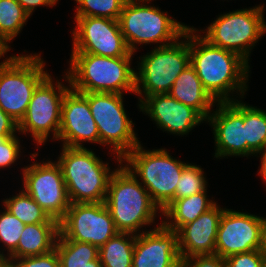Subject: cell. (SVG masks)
<instances>
[{"label": "cell", "instance_id": "6da1fadb", "mask_svg": "<svg viewBox=\"0 0 266 267\" xmlns=\"http://www.w3.org/2000/svg\"><path fill=\"white\" fill-rule=\"evenodd\" d=\"M197 31L190 27V65L205 90L216 102L235 100L232 98L235 90L244 98L248 88L249 62L235 52L211 45L201 33L195 34Z\"/></svg>", "mask_w": 266, "mask_h": 267}, {"label": "cell", "instance_id": "7a4b0ae2", "mask_svg": "<svg viewBox=\"0 0 266 267\" xmlns=\"http://www.w3.org/2000/svg\"><path fill=\"white\" fill-rule=\"evenodd\" d=\"M134 53L123 57H105L91 53H71L67 72L70 87L78 93L134 92L136 73L131 68Z\"/></svg>", "mask_w": 266, "mask_h": 267}, {"label": "cell", "instance_id": "3957f363", "mask_svg": "<svg viewBox=\"0 0 266 267\" xmlns=\"http://www.w3.org/2000/svg\"><path fill=\"white\" fill-rule=\"evenodd\" d=\"M119 165L110 177L105 204L119 232L137 235L140 228L155 223L161 210L125 164Z\"/></svg>", "mask_w": 266, "mask_h": 267}, {"label": "cell", "instance_id": "277c9868", "mask_svg": "<svg viewBox=\"0 0 266 267\" xmlns=\"http://www.w3.org/2000/svg\"><path fill=\"white\" fill-rule=\"evenodd\" d=\"M60 165L71 203L105 202L113 171L87 148L62 147Z\"/></svg>", "mask_w": 266, "mask_h": 267}, {"label": "cell", "instance_id": "5b68a950", "mask_svg": "<svg viewBox=\"0 0 266 267\" xmlns=\"http://www.w3.org/2000/svg\"><path fill=\"white\" fill-rule=\"evenodd\" d=\"M146 2L149 4L150 1L127 0L118 19L121 33L132 53L136 52L137 44L160 43L157 47L172 44L189 28L169 17L167 11L146 5Z\"/></svg>", "mask_w": 266, "mask_h": 267}, {"label": "cell", "instance_id": "8992f818", "mask_svg": "<svg viewBox=\"0 0 266 267\" xmlns=\"http://www.w3.org/2000/svg\"><path fill=\"white\" fill-rule=\"evenodd\" d=\"M124 162L135 177H140V183L161 212L174 200L177 183L188 164L171 157L164 148L147 151L141 144L122 159Z\"/></svg>", "mask_w": 266, "mask_h": 267}, {"label": "cell", "instance_id": "52a82bcc", "mask_svg": "<svg viewBox=\"0 0 266 267\" xmlns=\"http://www.w3.org/2000/svg\"><path fill=\"white\" fill-rule=\"evenodd\" d=\"M140 60L139 71L135 72L139 103L148 96L169 93L177 77L190 64V27L181 40L155 47Z\"/></svg>", "mask_w": 266, "mask_h": 267}, {"label": "cell", "instance_id": "ba28073f", "mask_svg": "<svg viewBox=\"0 0 266 267\" xmlns=\"http://www.w3.org/2000/svg\"><path fill=\"white\" fill-rule=\"evenodd\" d=\"M0 62V108L17 124L38 84L49 74L41 55H17Z\"/></svg>", "mask_w": 266, "mask_h": 267}, {"label": "cell", "instance_id": "9c48e42d", "mask_svg": "<svg viewBox=\"0 0 266 267\" xmlns=\"http://www.w3.org/2000/svg\"><path fill=\"white\" fill-rule=\"evenodd\" d=\"M87 100L91 114L97 125L100 145H111L117 162L140 144L134 132L133 122L128 118L123 94L117 93H81Z\"/></svg>", "mask_w": 266, "mask_h": 267}, {"label": "cell", "instance_id": "30bf717a", "mask_svg": "<svg viewBox=\"0 0 266 267\" xmlns=\"http://www.w3.org/2000/svg\"><path fill=\"white\" fill-rule=\"evenodd\" d=\"M264 6L223 13L211 23L202 37L211 45L239 54L247 62L251 49L266 33ZM206 31V32H205Z\"/></svg>", "mask_w": 266, "mask_h": 267}, {"label": "cell", "instance_id": "8fae6325", "mask_svg": "<svg viewBox=\"0 0 266 267\" xmlns=\"http://www.w3.org/2000/svg\"><path fill=\"white\" fill-rule=\"evenodd\" d=\"M65 75L69 86H64L58 80L54 84L49 74L38 84L24 117L18 123V132L31 133L33 140L39 146L47 141L50 132L53 134V139L58 140L62 101L71 89L67 73Z\"/></svg>", "mask_w": 266, "mask_h": 267}, {"label": "cell", "instance_id": "7c38bea8", "mask_svg": "<svg viewBox=\"0 0 266 267\" xmlns=\"http://www.w3.org/2000/svg\"><path fill=\"white\" fill-rule=\"evenodd\" d=\"M59 232L68 240L98 248L119 233L105 202L71 203L59 221Z\"/></svg>", "mask_w": 266, "mask_h": 267}, {"label": "cell", "instance_id": "4fadbf2b", "mask_svg": "<svg viewBox=\"0 0 266 267\" xmlns=\"http://www.w3.org/2000/svg\"><path fill=\"white\" fill-rule=\"evenodd\" d=\"M22 171L25 191L51 218L60 221L71 204L60 165L36 161Z\"/></svg>", "mask_w": 266, "mask_h": 267}, {"label": "cell", "instance_id": "5bb4252c", "mask_svg": "<svg viewBox=\"0 0 266 267\" xmlns=\"http://www.w3.org/2000/svg\"><path fill=\"white\" fill-rule=\"evenodd\" d=\"M72 53H91L105 57H123L130 51L118 20L101 17H74Z\"/></svg>", "mask_w": 266, "mask_h": 267}, {"label": "cell", "instance_id": "9a60e30c", "mask_svg": "<svg viewBox=\"0 0 266 267\" xmlns=\"http://www.w3.org/2000/svg\"><path fill=\"white\" fill-rule=\"evenodd\" d=\"M262 249L261 217L225 209L219 223L215 255L229 256Z\"/></svg>", "mask_w": 266, "mask_h": 267}, {"label": "cell", "instance_id": "2e32d148", "mask_svg": "<svg viewBox=\"0 0 266 267\" xmlns=\"http://www.w3.org/2000/svg\"><path fill=\"white\" fill-rule=\"evenodd\" d=\"M216 111L206 119L213 127L215 158L246 156L245 128L243 123V102H217Z\"/></svg>", "mask_w": 266, "mask_h": 267}, {"label": "cell", "instance_id": "e0dca14e", "mask_svg": "<svg viewBox=\"0 0 266 267\" xmlns=\"http://www.w3.org/2000/svg\"><path fill=\"white\" fill-rule=\"evenodd\" d=\"M58 140L63 141L62 146L73 148H84L82 143L86 141L100 144L88 100L72 89L65 94L62 101Z\"/></svg>", "mask_w": 266, "mask_h": 267}, {"label": "cell", "instance_id": "ac0fdd59", "mask_svg": "<svg viewBox=\"0 0 266 267\" xmlns=\"http://www.w3.org/2000/svg\"><path fill=\"white\" fill-rule=\"evenodd\" d=\"M178 234L162 223L135 238L132 267H180Z\"/></svg>", "mask_w": 266, "mask_h": 267}, {"label": "cell", "instance_id": "d6986e66", "mask_svg": "<svg viewBox=\"0 0 266 267\" xmlns=\"http://www.w3.org/2000/svg\"><path fill=\"white\" fill-rule=\"evenodd\" d=\"M138 106L156 122L158 128L179 136L186 135L193 127L206 121L196 109L168 93L148 96Z\"/></svg>", "mask_w": 266, "mask_h": 267}, {"label": "cell", "instance_id": "ffe728a7", "mask_svg": "<svg viewBox=\"0 0 266 267\" xmlns=\"http://www.w3.org/2000/svg\"><path fill=\"white\" fill-rule=\"evenodd\" d=\"M225 209L216 203L177 231L182 261L194 255H214L218 227Z\"/></svg>", "mask_w": 266, "mask_h": 267}, {"label": "cell", "instance_id": "44dd1931", "mask_svg": "<svg viewBox=\"0 0 266 267\" xmlns=\"http://www.w3.org/2000/svg\"><path fill=\"white\" fill-rule=\"evenodd\" d=\"M172 98L196 109L205 119L217 103L205 90L195 69L189 64L177 77L168 93Z\"/></svg>", "mask_w": 266, "mask_h": 267}, {"label": "cell", "instance_id": "7402d4cb", "mask_svg": "<svg viewBox=\"0 0 266 267\" xmlns=\"http://www.w3.org/2000/svg\"><path fill=\"white\" fill-rule=\"evenodd\" d=\"M59 223L26 224L17 248L6 258L44 255L55 249Z\"/></svg>", "mask_w": 266, "mask_h": 267}, {"label": "cell", "instance_id": "603a6c76", "mask_svg": "<svg viewBox=\"0 0 266 267\" xmlns=\"http://www.w3.org/2000/svg\"><path fill=\"white\" fill-rule=\"evenodd\" d=\"M207 189L192 196L173 200L161 213L166 221L161 223L170 230L178 231L183 225L194 221L216 203L207 198ZM169 220H171L169 222Z\"/></svg>", "mask_w": 266, "mask_h": 267}, {"label": "cell", "instance_id": "cb8c5ba5", "mask_svg": "<svg viewBox=\"0 0 266 267\" xmlns=\"http://www.w3.org/2000/svg\"><path fill=\"white\" fill-rule=\"evenodd\" d=\"M55 249L60 267H102L99 248L90 243L68 240L59 233Z\"/></svg>", "mask_w": 266, "mask_h": 267}, {"label": "cell", "instance_id": "d4e9b609", "mask_svg": "<svg viewBox=\"0 0 266 267\" xmlns=\"http://www.w3.org/2000/svg\"><path fill=\"white\" fill-rule=\"evenodd\" d=\"M136 235L119 232L99 247L102 267H132Z\"/></svg>", "mask_w": 266, "mask_h": 267}, {"label": "cell", "instance_id": "484cf974", "mask_svg": "<svg viewBox=\"0 0 266 267\" xmlns=\"http://www.w3.org/2000/svg\"><path fill=\"white\" fill-rule=\"evenodd\" d=\"M246 156L258 155L266 149V111L243 103Z\"/></svg>", "mask_w": 266, "mask_h": 267}, {"label": "cell", "instance_id": "4316f807", "mask_svg": "<svg viewBox=\"0 0 266 267\" xmlns=\"http://www.w3.org/2000/svg\"><path fill=\"white\" fill-rule=\"evenodd\" d=\"M3 204L4 208L20 219L25 225L59 223L56 219L51 218L24 189L16 196L4 199Z\"/></svg>", "mask_w": 266, "mask_h": 267}, {"label": "cell", "instance_id": "83f0119b", "mask_svg": "<svg viewBox=\"0 0 266 267\" xmlns=\"http://www.w3.org/2000/svg\"><path fill=\"white\" fill-rule=\"evenodd\" d=\"M29 17L17 0H0V34L9 41L19 35Z\"/></svg>", "mask_w": 266, "mask_h": 267}, {"label": "cell", "instance_id": "f1b7e54d", "mask_svg": "<svg viewBox=\"0 0 266 267\" xmlns=\"http://www.w3.org/2000/svg\"><path fill=\"white\" fill-rule=\"evenodd\" d=\"M75 17H101L118 20L127 0H75Z\"/></svg>", "mask_w": 266, "mask_h": 267}, {"label": "cell", "instance_id": "f546056e", "mask_svg": "<svg viewBox=\"0 0 266 267\" xmlns=\"http://www.w3.org/2000/svg\"><path fill=\"white\" fill-rule=\"evenodd\" d=\"M207 189L204 172L197 165L187 164L177 183L174 200L192 196Z\"/></svg>", "mask_w": 266, "mask_h": 267}, {"label": "cell", "instance_id": "4dcf8cb0", "mask_svg": "<svg viewBox=\"0 0 266 267\" xmlns=\"http://www.w3.org/2000/svg\"><path fill=\"white\" fill-rule=\"evenodd\" d=\"M25 224L6 208L0 214V241L4 243L9 256L16 248Z\"/></svg>", "mask_w": 266, "mask_h": 267}, {"label": "cell", "instance_id": "1f68e13d", "mask_svg": "<svg viewBox=\"0 0 266 267\" xmlns=\"http://www.w3.org/2000/svg\"><path fill=\"white\" fill-rule=\"evenodd\" d=\"M0 267H60V261L56 249L51 252L22 258H5Z\"/></svg>", "mask_w": 266, "mask_h": 267}, {"label": "cell", "instance_id": "d6a6232c", "mask_svg": "<svg viewBox=\"0 0 266 267\" xmlns=\"http://www.w3.org/2000/svg\"><path fill=\"white\" fill-rule=\"evenodd\" d=\"M266 253L262 250H253L239 253L225 259L226 267H262Z\"/></svg>", "mask_w": 266, "mask_h": 267}, {"label": "cell", "instance_id": "836d02e7", "mask_svg": "<svg viewBox=\"0 0 266 267\" xmlns=\"http://www.w3.org/2000/svg\"><path fill=\"white\" fill-rule=\"evenodd\" d=\"M20 140L18 137H0V168H6L15 163L20 156Z\"/></svg>", "mask_w": 266, "mask_h": 267}, {"label": "cell", "instance_id": "e575fe53", "mask_svg": "<svg viewBox=\"0 0 266 267\" xmlns=\"http://www.w3.org/2000/svg\"><path fill=\"white\" fill-rule=\"evenodd\" d=\"M184 267H226L225 259L219 255H194L182 261Z\"/></svg>", "mask_w": 266, "mask_h": 267}, {"label": "cell", "instance_id": "d590c367", "mask_svg": "<svg viewBox=\"0 0 266 267\" xmlns=\"http://www.w3.org/2000/svg\"><path fill=\"white\" fill-rule=\"evenodd\" d=\"M18 124L0 108V137L15 136Z\"/></svg>", "mask_w": 266, "mask_h": 267}, {"label": "cell", "instance_id": "8d00e7d4", "mask_svg": "<svg viewBox=\"0 0 266 267\" xmlns=\"http://www.w3.org/2000/svg\"><path fill=\"white\" fill-rule=\"evenodd\" d=\"M17 1L23 7L24 11L29 16H31L32 12L35 11L34 9H36L35 7L39 6L53 7L59 0H17Z\"/></svg>", "mask_w": 266, "mask_h": 267}, {"label": "cell", "instance_id": "74e56055", "mask_svg": "<svg viewBox=\"0 0 266 267\" xmlns=\"http://www.w3.org/2000/svg\"><path fill=\"white\" fill-rule=\"evenodd\" d=\"M10 41L2 34H0V58L10 51V46L8 45Z\"/></svg>", "mask_w": 266, "mask_h": 267}, {"label": "cell", "instance_id": "f35d334b", "mask_svg": "<svg viewBox=\"0 0 266 267\" xmlns=\"http://www.w3.org/2000/svg\"><path fill=\"white\" fill-rule=\"evenodd\" d=\"M261 154V168L259 169V175L262 179H264V183H266V149L262 150L259 155Z\"/></svg>", "mask_w": 266, "mask_h": 267}, {"label": "cell", "instance_id": "ab89813d", "mask_svg": "<svg viewBox=\"0 0 266 267\" xmlns=\"http://www.w3.org/2000/svg\"><path fill=\"white\" fill-rule=\"evenodd\" d=\"M262 250L266 253V218L261 217Z\"/></svg>", "mask_w": 266, "mask_h": 267}, {"label": "cell", "instance_id": "60d3db41", "mask_svg": "<svg viewBox=\"0 0 266 267\" xmlns=\"http://www.w3.org/2000/svg\"><path fill=\"white\" fill-rule=\"evenodd\" d=\"M6 258L5 254L3 252L1 253L0 251V263Z\"/></svg>", "mask_w": 266, "mask_h": 267}, {"label": "cell", "instance_id": "b9f144b4", "mask_svg": "<svg viewBox=\"0 0 266 267\" xmlns=\"http://www.w3.org/2000/svg\"><path fill=\"white\" fill-rule=\"evenodd\" d=\"M262 267H266V257H265V260L263 262V266Z\"/></svg>", "mask_w": 266, "mask_h": 267}]
</instances>
